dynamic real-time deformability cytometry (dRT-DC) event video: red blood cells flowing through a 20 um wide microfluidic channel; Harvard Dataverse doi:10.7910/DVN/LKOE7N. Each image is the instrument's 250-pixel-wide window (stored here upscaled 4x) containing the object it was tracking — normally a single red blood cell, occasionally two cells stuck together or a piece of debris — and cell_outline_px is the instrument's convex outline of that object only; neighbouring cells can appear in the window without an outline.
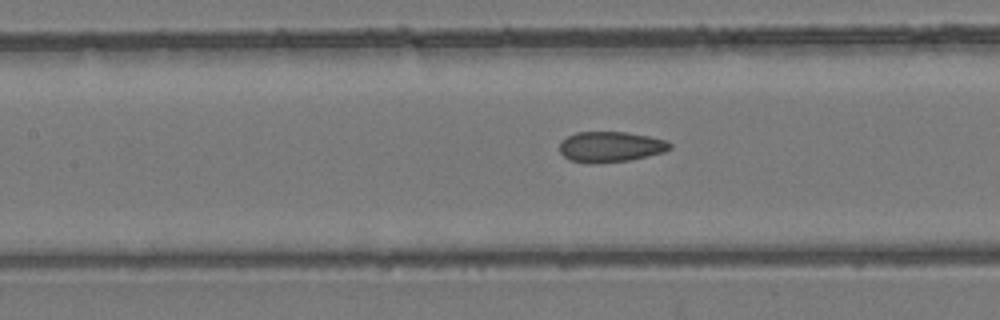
{"species": "common noctule bat (a hibernating species)", "species_latin": "Nyctalus noctula", "temperature_condition": "room temperature", "stored_images_in_passage": 28, "camera_frame_rate_fps": 3000, "um_per_image_px": 0.085, "animal": {"sex": "female", "body_mass_g": 24.6, "forearm_length_mm": 56.2}, "frame": {"image": 1, "passage_image": 23, "time_ms": 7.333, "image_size_px": [1000, 320], "cell_outline_px": [[672, 148], [664, 152], [648, 156], [628, 160], [568, 160], [560, 152], [560, 144], [568, 136], [576, 132], [624, 132], [648, 136], [664, 140], [672, 144]], "centroid_in_image_um": [51.95, 12.43], "position_along_channel_um": 155.5, "area_um2": 18.67}}
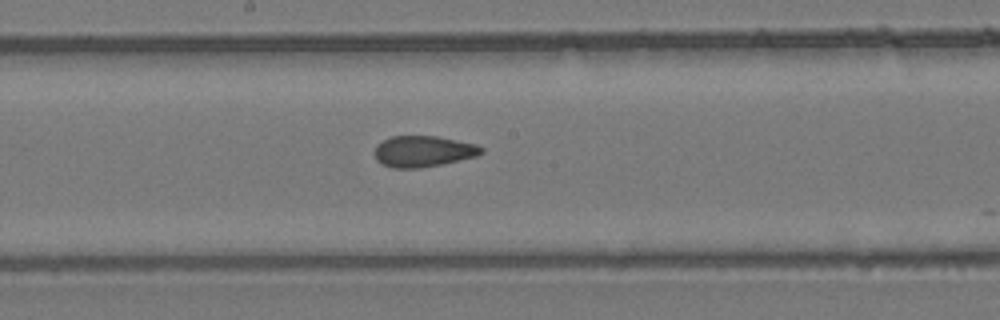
{"frame": {"image": 2, "passage_image": 27, "time_ms": 8.667, "image_size_px": [1000, 320], "cell_outline_px": [[484, 152], [476, 156], [440, 164], [420, 168], [392, 168], [376, 160], [376, 144], [392, 136], [436, 136], [476, 144], [484, 148]], "centroid_in_image_um": [35.98, 12.86], "position_along_channel_um": 212.2, "area_um2": 19.13}}